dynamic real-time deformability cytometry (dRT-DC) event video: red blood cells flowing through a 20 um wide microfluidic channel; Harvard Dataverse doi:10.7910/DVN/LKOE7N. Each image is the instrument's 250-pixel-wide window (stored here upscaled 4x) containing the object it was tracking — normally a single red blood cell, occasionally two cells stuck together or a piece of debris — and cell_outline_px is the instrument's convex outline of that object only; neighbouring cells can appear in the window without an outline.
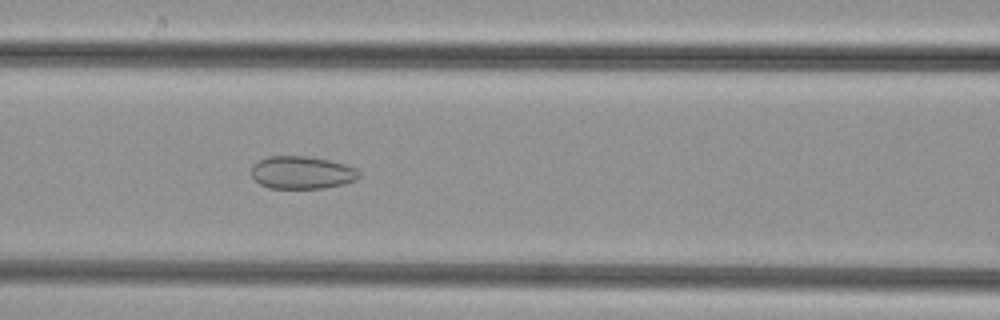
{"species": "common noctule bat (a hibernating species)", "species_latin": "Nyctalus noctula", "temperature_condition": "cold", "stored_images_in_passage": 39, "camera_frame_rate_fps": 3000, "um_per_image_px": 0.085, "animal": {"sex": "female", "body_mass_g": 29.2, "forearm_length_mm": 56.3}, "frame": {"image": 1, "passage_image": 10, "time_ms": 3.0, "image_size_px": [1000, 320], "cell_outline_px": [[360, 176], [356, 180], [344, 184], [324, 188], [268, 188], [260, 184], [252, 176], [252, 164], [268, 156], [308, 156], [328, 160], [344, 164], [356, 168], [360, 172]], "centroid_in_image_um": [25.67, 14.67], "position_along_channel_um": 140.9, "area_um2": 20.58}}
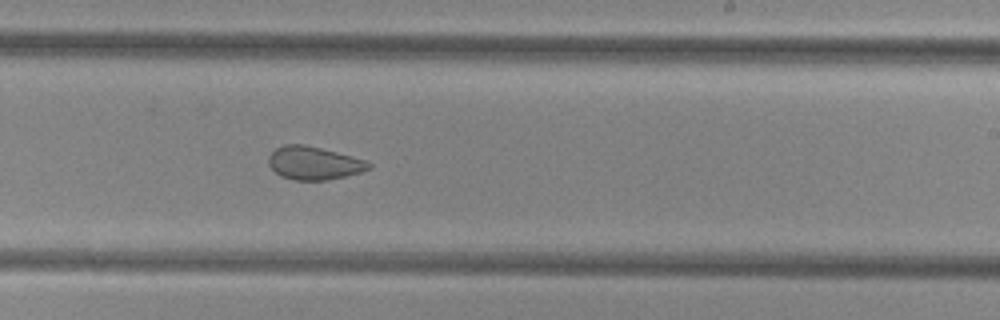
{"frame": {"image": 2, "passage_image": 19, "time_ms": 6.0, "image_size_px": [1000, 320], "cell_outline_px": [[372, 168], [360, 172], [344, 176], [324, 180], [292, 180], [280, 176], [268, 164], [268, 156], [276, 148], [284, 144], [304, 144], [336, 152], [364, 160], [372, 164]], "centroid_in_image_um": [26.65, 13.86], "position_along_channel_um": 262.4, "area_um2": 19.19}}
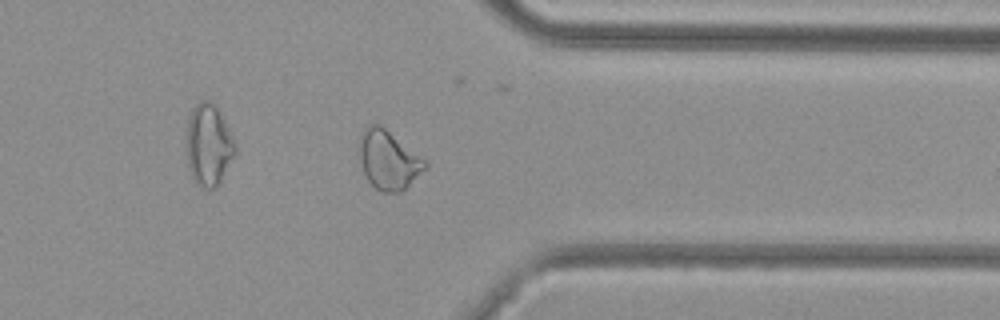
{"frame": {"image": 3, "passage_image": 28, "time_ms": 9.0, "image_size_px": [1000, 320], "cell_outline_px": [[428, 168], [400, 192], [380, 192], [368, 180], [364, 172], [356, 148], [360, 136], [364, 128], [368, 124], [380, 124], [424, 160], [428, 164]], "centroid_in_image_um": [32.97, 13.59], "position_along_channel_um": 378.4, "area_um2": 22.48}}